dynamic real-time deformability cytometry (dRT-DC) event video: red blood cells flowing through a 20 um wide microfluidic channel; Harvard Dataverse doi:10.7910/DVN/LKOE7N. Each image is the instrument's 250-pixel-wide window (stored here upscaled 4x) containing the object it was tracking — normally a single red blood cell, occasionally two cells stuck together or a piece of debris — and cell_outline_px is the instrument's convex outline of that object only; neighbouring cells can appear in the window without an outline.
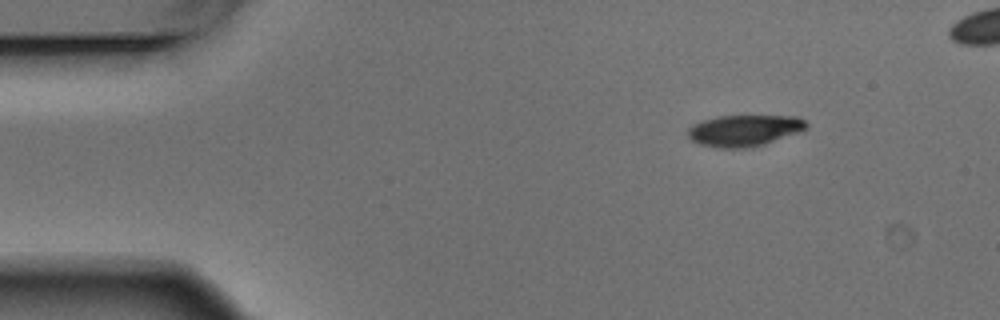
{"species": "Egyptian fruit bat (a non-hibernating species)", "species_latin": "Rousettus aegyptiacus", "temperature_condition": "warm", "stored_images_in_passage": 7, "camera_frame_rate_fps": 3000, "um_per_image_px": 0.085, "animal": {"sex": "male"}, "frame": {"image": 1, "passage_image": 1, "time_ms": 0.0, "image_size_px": [1000, 320], "cell_outline_px": [[808, 128], [764, 144], [752, 148], [720, 148], [700, 144], [692, 140], [688, 136], [688, 128], [692, 124], [716, 116], [796, 116], [804, 120], [808, 124]], "centroid_in_image_um": [63.25, 11.09], "position_along_channel_um": 21.8, "area_um2": 21.56}}
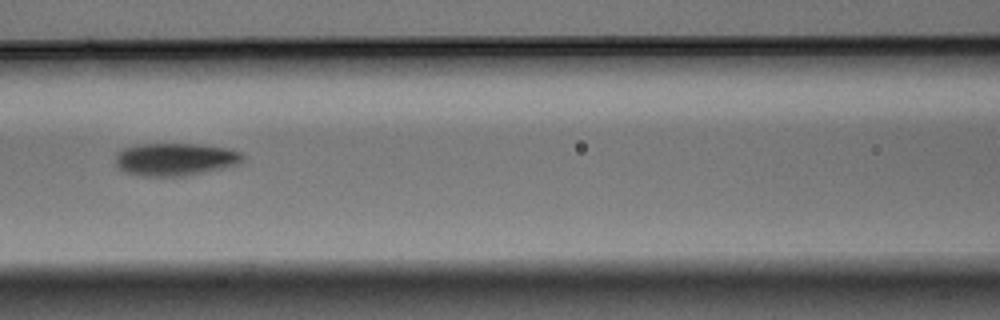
{"frame": {"image": 2, "passage_image": 6, "time_ms": 1.667, "image_size_px": [1000, 320], "cell_outline_px": [[244, 160], [240, 164], [184, 176], [144, 176], [124, 172], [116, 164], [116, 152], [124, 148], [136, 144], [192, 144], [228, 148], [244, 152]], "centroid_in_image_um": [14.91, 13.53], "position_along_channel_um": 151.7, "area_um2": 24.28}}
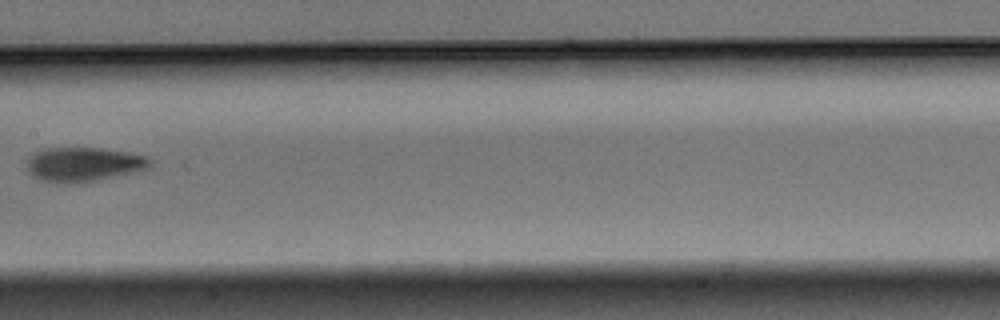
{"frame": {"image": 3, "passage_image": 7, "time_ms": 2.0, "image_size_px": [1000, 320], "cell_outline_px": [[152, 160], [144, 168], [128, 172], [92, 180], [68, 184], [64, 184], [40, 180], [28, 172], [28, 160], [36, 152], [48, 148], [96, 148], [124, 152], [148, 156]], "centroid_in_image_um": [7.02, 13.96], "position_along_channel_um": 200.4, "area_um2": 23.64}}